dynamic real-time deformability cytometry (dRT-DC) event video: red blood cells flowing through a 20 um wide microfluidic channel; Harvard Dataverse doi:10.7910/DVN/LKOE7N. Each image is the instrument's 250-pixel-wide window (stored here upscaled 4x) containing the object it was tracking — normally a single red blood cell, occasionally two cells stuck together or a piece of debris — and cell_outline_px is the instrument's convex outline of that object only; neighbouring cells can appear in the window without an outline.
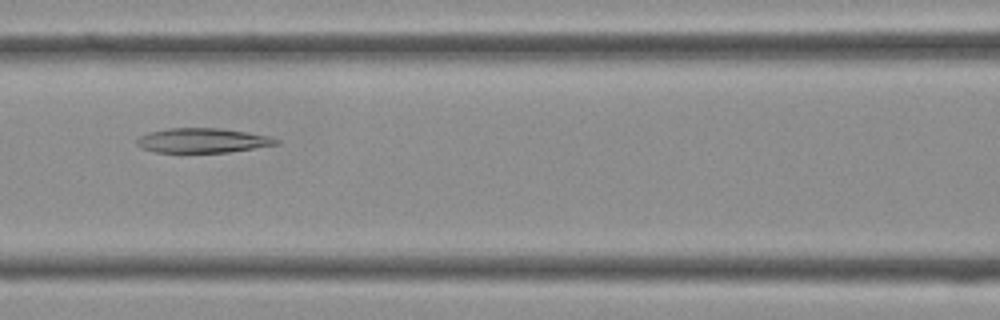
{"species": "Egyptian fruit bat (a non-hibernating species)", "species_latin": "Rousettus aegyptiacus", "temperature_condition": "cold", "stored_images_in_passage": 36, "camera_frame_rate_fps": 3000, "um_per_image_px": 0.085, "frame": {"image": 1, "passage_image": 13, "time_ms": 4.0, "image_size_px": [1000, 320], "cell_outline_px": [[280, 144], [228, 152], [152, 152], [140, 148], [136, 144], [136, 140], [140, 136], [148, 132], [168, 128], [220, 128], [248, 132], [268, 136], [280, 140]], "centroid_in_image_um": [17.19, 11.94], "position_along_channel_um": 149.4, "area_um2": 20.06}}
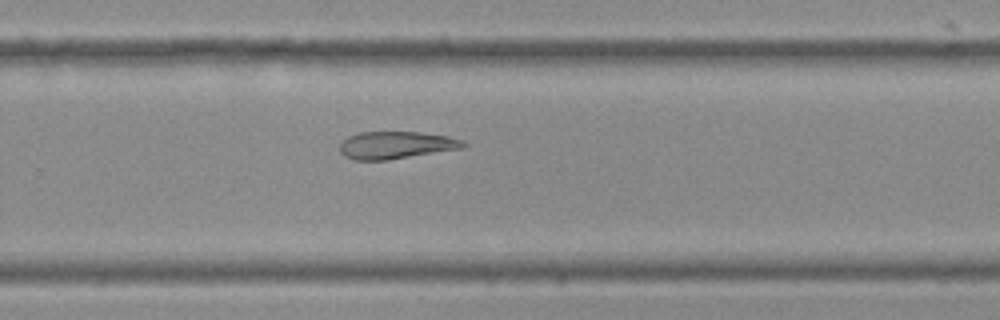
{"frame": {"image": 2, "passage_image": 22, "time_ms": 7.0, "image_size_px": [1000, 320], "cell_outline_px": [[468, 144], [464, 148], [388, 160], [356, 160], [344, 156], [340, 152], [340, 144], [348, 136], [360, 132], [420, 132], [448, 136], [464, 140]], "centroid_in_image_um": [33.7, 12.33], "position_along_channel_um": 296.1, "area_um2": 19.83}}
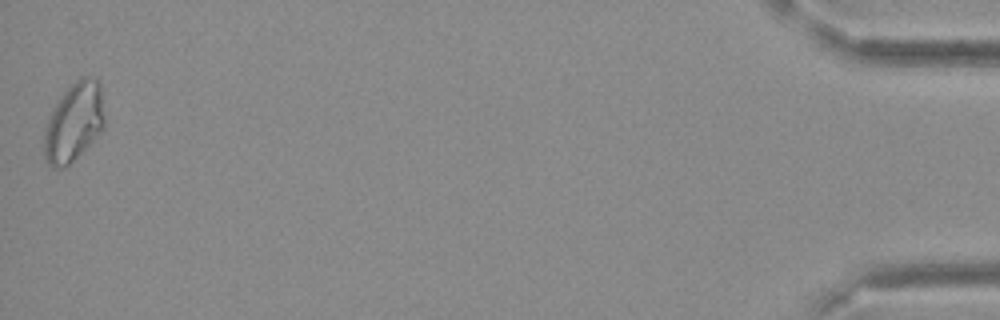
{"frame": {"image": 3, "passage_image": 36, "time_ms": 11.667, "image_size_px": [1000, 320], "cell_outline_px": [[104, 124], [100, 132], [68, 164], [60, 168], [52, 168], [44, 160], [44, 132], [48, 120], [60, 96], [76, 80], [84, 76], [88, 76], [100, 80], [104, 116]], "centroid_in_image_um": [6.28, 10.36], "position_along_channel_um": 428.9, "area_um2": 27.22}}